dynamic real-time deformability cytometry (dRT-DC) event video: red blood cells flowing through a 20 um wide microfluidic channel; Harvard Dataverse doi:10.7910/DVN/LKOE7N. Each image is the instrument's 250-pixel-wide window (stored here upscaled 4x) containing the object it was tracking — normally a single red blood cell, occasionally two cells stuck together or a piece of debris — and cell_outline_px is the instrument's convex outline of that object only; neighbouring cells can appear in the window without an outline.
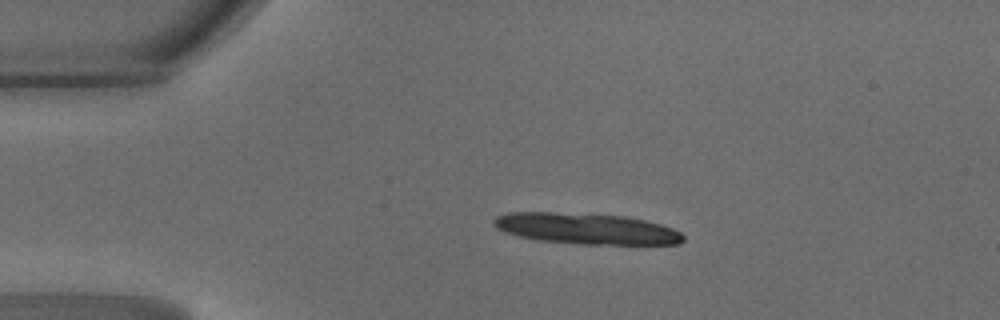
{"species": "common noctule bat (a hibernating species)", "species_latin": "Nyctalus noctula", "temperature_condition": "warm", "stored_images_in_passage": 20, "camera_frame_rate_fps": 3000, "um_per_image_px": 0.085, "animal": {"sex": "male", "body_mass_g": 18.8}, "frame": {"image": 1, "passage_image": 1, "time_ms": 0.0, "image_size_px": [1000, 320], "cell_outline_px": [[684, 240], [680, 244], [584, 244], [540, 240], [520, 236], [504, 232], [496, 228], [492, 224], [492, 220], [496, 216], [508, 212], [552, 212], [624, 216], [644, 220], [660, 224], [672, 228], [680, 232], [684, 236]], "centroid_in_image_um": [49.81, 19.43], "position_along_channel_um": 35.2, "area_um2": 34.04}}
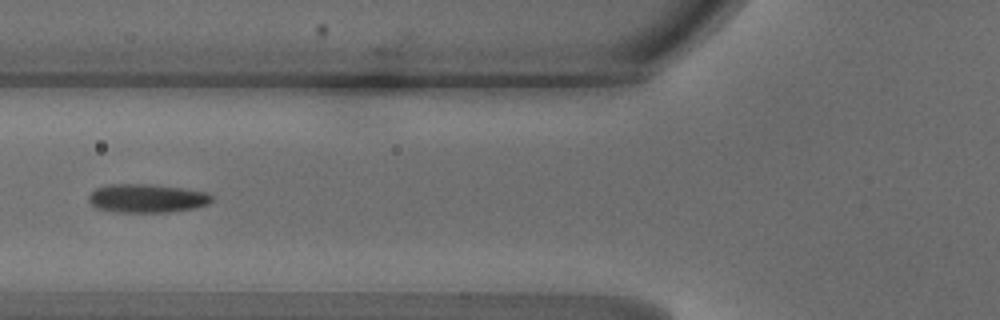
{"frame": {"image": 2, "passage_image": 10, "time_ms": 3.0, "image_size_px": [1000, 320], "cell_outline_px": [[212, 200], [208, 204], [196, 208], [172, 212], [120, 212], [96, 208], [88, 200], [88, 196], [96, 188], [108, 184], [148, 184], [180, 188], [208, 192], [212, 196]], "centroid_in_image_um": [12.5, 16.86], "position_along_channel_um": 113.3, "area_um2": 20.52}}
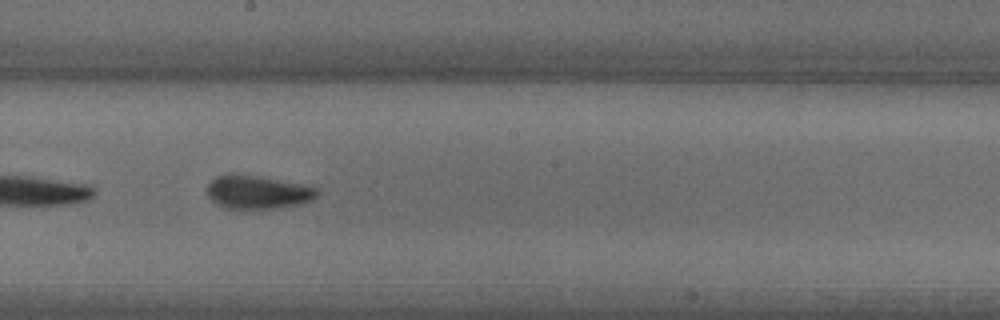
{"frame": {"image": 3, "passage_image": 18, "time_ms": 5.667, "image_size_px": [1000, 320], "cell_outline_px": [[320, 192], [312, 200], [300, 204], [272, 208], [228, 208], [216, 204], [208, 196], [208, 184], [216, 176], [228, 172], [260, 176], [300, 184], [316, 188]], "centroid_in_image_um": [21.87, 16.31], "position_along_channel_um": 226.3, "area_um2": 21.33}}